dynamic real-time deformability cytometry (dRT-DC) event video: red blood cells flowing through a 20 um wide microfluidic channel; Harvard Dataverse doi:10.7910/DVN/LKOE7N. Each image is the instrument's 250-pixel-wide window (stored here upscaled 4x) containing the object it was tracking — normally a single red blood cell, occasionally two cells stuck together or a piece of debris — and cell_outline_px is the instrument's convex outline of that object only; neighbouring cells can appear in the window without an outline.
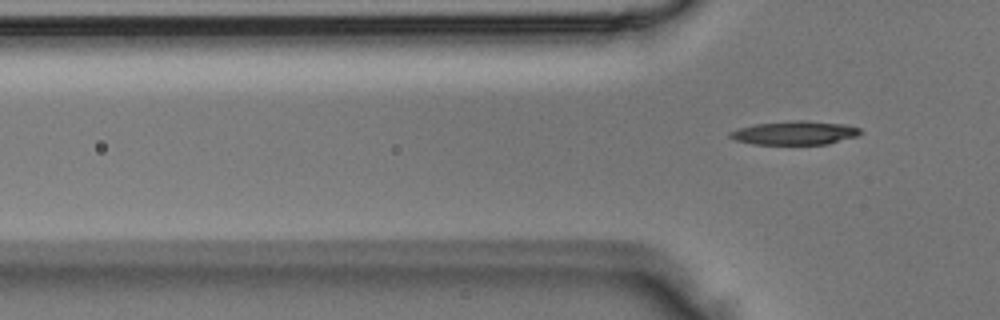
{"species": "Egyptian fruit bat (a non-hibernating species)", "species_latin": "Rousettus aegyptiacus", "temperature_condition": "room temperature", "stored_images_in_passage": 3, "camera_frame_rate_fps": 3000, "um_per_image_px": 0.085, "animal": {"sex": "male"}, "frame": {"image": 1, "passage_image": 3, "time_ms": 0.667, "image_size_px": [1000, 320], "cell_outline_px": [[864, 132], [856, 136], [828, 144], [752, 144], [736, 140], [728, 136], [728, 132], [740, 128], [756, 124], [792, 120], [808, 120], [844, 124], [860, 128]], "centroid_in_image_um": [67.58, 11.29], "position_along_channel_um": 58.2, "area_um2": 18.03}}